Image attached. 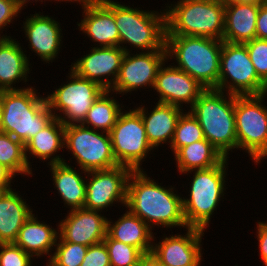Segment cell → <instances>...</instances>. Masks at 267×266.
Wrapping results in <instances>:
<instances>
[{
  "mask_svg": "<svg viewBox=\"0 0 267 266\" xmlns=\"http://www.w3.org/2000/svg\"><path fill=\"white\" fill-rule=\"evenodd\" d=\"M145 172L132 171L130 174L125 207L151 229L155 225L165 228L179 226L186 229L183 198L174 193V187L168 189L158 185Z\"/></svg>",
  "mask_w": 267,
  "mask_h": 266,
  "instance_id": "obj_1",
  "label": "cell"
},
{
  "mask_svg": "<svg viewBox=\"0 0 267 266\" xmlns=\"http://www.w3.org/2000/svg\"><path fill=\"white\" fill-rule=\"evenodd\" d=\"M34 87L2 90L0 131L13 136L24 145L55 117Z\"/></svg>",
  "mask_w": 267,
  "mask_h": 266,
  "instance_id": "obj_2",
  "label": "cell"
},
{
  "mask_svg": "<svg viewBox=\"0 0 267 266\" xmlns=\"http://www.w3.org/2000/svg\"><path fill=\"white\" fill-rule=\"evenodd\" d=\"M223 40L198 36L166 35L167 58L207 88L218 89ZM175 57V58H174Z\"/></svg>",
  "mask_w": 267,
  "mask_h": 266,
  "instance_id": "obj_3",
  "label": "cell"
},
{
  "mask_svg": "<svg viewBox=\"0 0 267 266\" xmlns=\"http://www.w3.org/2000/svg\"><path fill=\"white\" fill-rule=\"evenodd\" d=\"M189 111L198 120L204 138L229 158L228 152L237 149L234 94L207 88Z\"/></svg>",
  "mask_w": 267,
  "mask_h": 266,
  "instance_id": "obj_4",
  "label": "cell"
},
{
  "mask_svg": "<svg viewBox=\"0 0 267 266\" xmlns=\"http://www.w3.org/2000/svg\"><path fill=\"white\" fill-rule=\"evenodd\" d=\"M170 5L164 9L166 35L198 36L222 40L225 2L179 0L174 5Z\"/></svg>",
  "mask_w": 267,
  "mask_h": 266,
  "instance_id": "obj_5",
  "label": "cell"
},
{
  "mask_svg": "<svg viewBox=\"0 0 267 266\" xmlns=\"http://www.w3.org/2000/svg\"><path fill=\"white\" fill-rule=\"evenodd\" d=\"M114 19L119 32L120 46L129 52L127 46L145 52L166 50V13L144 11L114 1Z\"/></svg>",
  "mask_w": 267,
  "mask_h": 266,
  "instance_id": "obj_6",
  "label": "cell"
},
{
  "mask_svg": "<svg viewBox=\"0 0 267 266\" xmlns=\"http://www.w3.org/2000/svg\"><path fill=\"white\" fill-rule=\"evenodd\" d=\"M228 159L225 158L220 164L209 168L191 170L184 174L195 171L190 186V196L183 197V213L187 227L199 228L205 231L216 207L219 206L221 197L226 190V168Z\"/></svg>",
  "mask_w": 267,
  "mask_h": 266,
  "instance_id": "obj_7",
  "label": "cell"
},
{
  "mask_svg": "<svg viewBox=\"0 0 267 266\" xmlns=\"http://www.w3.org/2000/svg\"><path fill=\"white\" fill-rule=\"evenodd\" d=\"M261 95H234L237 149L245 150L258 165L267 154V106Z\"/></svg>",
  "mask_w": 267,
  "mask_h": 266,
  "instance_id": "obj_8",
  "label": "cell"
},
{
  "mask_svg": "<svg viewBox=\"0 0 267 266\" xmlns=\"http://www.w3.org/2000/svg\"><path fill=\"white\" fill-rule=\"evenodd\" d=\"M105 133V134H104ZM64 148L72 152L81 174L118 166L113 154L109 133L100 132L82 124L65 126Z\"/></svg>",
  "mask_w": 267,
  "mask_h": 266,
  "instance_id": "obj_9",
  "label": "cell"
},
{
  "mask_svg": "<svg viewBox=\"0 0 267 266\" xmlns=\"http://www.w3.org/2000/svg\"><path fill=\"white\" fill-rule=\"evenodd\" d=\"M218 90L234 95L267 93V85L256 74L245 44L223 41Z\"/></svg>",
  "mask_w": 267,
  "mask_h": 266,
  "instance_id": "obj_10",
  "label": "cell"
},
{
  "mask_svg": "<svg viewBox=\"0 0 267 266\" xmlns=\"http://www.w3.org/2000/svg\"><path fill=\"white\" fill-rule=\"evenodd\" d=\"M69 74L67 84H61L46 97L54 117L65 126L81 124L94 101L105 91L98 83L78 76L73 70ZM55 110H59V114Z\"/></svg>",
  "mask_w": 267,
  "mask_h": 266,
  "instance_id": "obj_11",
  "label": "cell"
},
{
  "mask_svg": "<svg viewBox=\"0 0 267 266\" xmlns=\"http://www.w3.org/2000/svg\"><path fill=\"white\" fill-rule=\"evenodd\" d=\"M109 134L118 165L141 171L142 162L154 149L148 143L140 113L136 109L122 111Z\"/></svg>",
  "mask_w": 267,
  "mask_h": 266,
  "instance_id": "obj_12",
  "label": "cell"
},
{
  "mask_svg": "<svg viewBox=\"0 0 267 266\" xmlns=\"http://www.w3.org/2000/svg\"><path fill=\"white\" fill-rule=\"evenodd\" d=\"M132 171L127 166L118 165L87 172L86 177L90 178L86 179V200L83 208L102 212L115 202L126 206L128 179Z\"/></svg>",
  "mask_w": 267,
  "mask_h": 266,
  "instance_id": "obj_13",
  "label": "cell"
},
{
  "mask_svg": "<svg viewBox=\"0 0 267 266\" xmlns=\"http://www.w3.org/2000/svg\"><path fill=\"white\" fill-rule=\"evenodd\" d=\"M167 60V50L144 51L135 55L125 52L118 77L110 89L111 95L113 92L124 95L143 87L154 88L158 70Z\"/></svg>",
  "mask_w": 267,
  "mask_h": 266,
  "instance_id": "obj_14",
  "label": "cell"
},
{
  "mask_svg": "<svg viewBox=\"0 0 267 266\" xmlns=\"http://www.w3.org/2000/svg\"><path fill=\"white\" fill-rule=\"evenodd\" d=\"M124 54L125 51L121 47L95 45L88 54L72 63L70 70L80 77L98 83L103 89L110 90L118 77Z\"/></svg>",
  "mask_w": 267,
  "mask_h": 266,
  "instance_id": "obj_15",
  "label": "cell"
},
{
  "mask_svg": "<svg viewBox=\"0 0 267 266\" xmlns=\"http://www.w3.org/2000/svg\"><path fill=\"white\" fill-rule=\"evenodd\" d=\"M185 235L166 236L153 241L152 254L165 266H200L202 261V237L204 230L187 227Z\"/></svg>",
  "mask_w": 267,
  "mask_h": 266,
  "instance_id": "obj_16",
  "label": "cell"
},
{
  "mask_svg": "<svg viewBox=\"0 0 267 266\" xmlns=\"http://www.w3.org/2000/svg\"><path fill=\"white\" fill-rule=\"evenodd\" d=\"M107 219L100 211L73 209L56 229L63 241L89 247L103 242L107 234Z\"/></svg>",
  "mask_w": 267,
  "mask_h": 266,
  "instance_id": "obj_17",
  "label": "cell"
},
{
  "mask_svg": "<svg viewBox=\"0 0 267 266\" xmlns=\"http://www.w3.org/2000/svg\"><path fill=\"white\" fill-rule=\"evenodd\" d=\"M164 67L165 63L158 70L153 88L158 93V102L180 108L185 103L191 108L206 88L181 69L172 65Z\"/></svg>",
  "mask_w": 267,
  "mask_h": 266,
  "instance_id": "obj_18",
  "label": "cell"
},
{
  "mask_svg": "<svg viewBox=\"0 0 267 266\" xmlns=\"http://www.w3.org/2000/svg\"><path fill=\"white\" fill-rule=\"evenodd\" d=\"M29 17L23 22L25 37L29 40L28 46L42 61L52 63L61 48L63 36L60 23L41 13L30 14Z\"/></svg>",
  "mask_w": 267,
  "mask_h": 266,
  "instance_id": "obj_19",
  "label": "cell"
},
{
  "mask_svg": "<svg viewBox=\"0 0 267 266\" xmlns=\"http://www.w3.org/2000/svg\"><path fill=\"white\" fill-rule=\"evenodd\" d=\"M83 10L84 18L78 23L79 30L87 34L93 42H98L97 47L121 46L114 19L113 0H105Z\"/></svg>",
  "mask_w": 267,
  "mask_h": 266,
  "instance_id": "obj_20",
  "label": "cell"
},
{
  "mask_svg": "<svg viewBox=\"0 0 267 266\" xmlns=\"http://www.w3.org/2000/svg\"><path fill=\"white\" fill-rule=\"evenodd\" d=\"M135 109L142 117L148 143L153 149L167 141L171 144L177 121L184 111L182 108L158 102L150 113L142 105Z\"/></svg>",
  "mask_w": 267,
  "mask_h": 266,
  "instance_id": "obj_21",
  "label": "cell"
},
{
  "mask_svg": "<svg viewBox=\"0 0 267 266\" xmlns=\"http://www.w3.org/2000/svg\"><path fill=\"white\" fill-rule=\"evenodd\" d=\"M260 4L225 3L223 41L244 44L256 38Z\"/></svg>",
  "mask_w": 267,
  "mask_h": 266,
  "instance_id": "obj_22",
  "label": "cell"
},
{
  "mask_svg": "<svg viewBox=\"0 0 267 266\" xmlns=\"http://www.w3.org/2000/svg\"><path fill=\"white\" fill-rule=\"evenodd\" d=\"M20 43L10 36L0 37V90H19L13 84L28 82L30 60Z\"/></svg>",
  "mask_w": 267,
  "mask_h": 266,
  "instance_id": "obj_23",
  "label": "cell"
},
{
  "mask_svg": "<svg viewBox=\"0 0 267 266\" xmlns=\"http://www.w3.org/2000/svg\"><path fill=\"white\" fill-rule=\"evenodd\" d=\"M58 236L56 229L43 221H38V218L32 213L19 230L14 244L33 258H35L34 256L36 258L42 257L44 254L48 255L51 252V255H48L50 260L53 254L52 249L56 246Z\"/></svg>",
  "mask_w": 267,
  "mask_h": 266,
  "instance_id": "obj_24",
  "label": "cell"
},
{
  "mask_svg": "<svg viewBox=\"0 0 267 266\" xmlns=\"http://www.w3.org/2000/svg\"><path fill=\"white\" fill-rule=\"evenodd\" d=\"M107 220V234L114 240L134 246L144 254L151 253L154 234L151 228L138 216L127 210L113 223Z\"/></svg>",
  "mask_w": 267,
  "mask_h": 266,
  "instance_id": "obj_25",
  "label": "cell"
},
{
  "mask_svg": "<svg viewBox=\"0 0 267 266\" xmlns=\"http://www.w3.org/2000/svg\"><path fill=\"white\" fill-rule=\"evenodd\" d=\"M64 132L65 125L58 118H54L47 126L32 137L24 145L25 157L29 167L32 166L28 160L30 155L36 158L38 157L43 162L50 158L48 165L65 163L66 160L63 157L60 158L61 155L55 156L58 150L60 151L64 148Z\"/></svg>",
  "mask_w": 267,
  "mask_h": 266,
  "instance_id": "obj_26",
  "label": "cell"
},
{
  "mask_svg": "<svg viewBox=\"0 0 267 266\" xmlns=\"http://www.w3.org/2000/svg\"><path fill=\"white\" fill-rule=\"evenodd\" d=\"M53 185L64 205L70 210L83 208L86 200V179L67 162L50 165ZM85 179V180H84Z\"/></svg>",
  "mask_w": 267,
  "mask_h": 266,
  "instance_id": "obj_27",
  "label": "cell"
},
{
  "mask_svg": "<svg viewBox=\"0 0 267 266\" xmlns=\"http://www.w3.org/2000/svg\"><path fill=\"white\" fill-rule=\"evenodd\" d=\"M14 189L0 199V243H14L18 232L33 213Z\"/></svg>",
  "mask_w": 267,
  "mask_h": 266,
  "instance_id": "obj_28",
  "label": "cell"
},
{
  "mask_svg": "<svg viewBox=\"0 0 267 266\" xmlns=\"http://www.w3.org/2000/svg\"><path fill=\"white\" fill-rule=\"evenodd\" d=\"M174 156L176 167L181 174L191 170L212 168L225 159L206 139L181 147Z\"/></svg>",
  "mask_w": 267,
  "mask_h": 266,
  "instance_id": "obj_29",
  "label": "cell"
},
{
  "mask_svg": "<svg viewBox=\"0 0 267 266\" xmlns=\"http://www.w3.org/2000/svg\"><path fill=\"white\" fill-rule=\"evenodd\" d=\"M110 93H112L110 90H105L99 95L87 112L82 125L87 127L91 125L90 128L94 130L110 133L121 110H124L122 109L124 106H121Z\"/></svg>",
  "mask_w": 267,
  "mask_h": 266,
  "instance_id": "obj_30",
  "label": "cell"
},
{
  "mask_svg": "<svg viewBox=\"0 0 267 266\" xmlns=\"http://www.w3.org/2000/svg\"><path fill=\"white\" fill-rule=\"evenodd\" d=\"M0 166L14 177L16 174L33 175L25 157L24 144L2 131H0Z\"/></svg>",
  "mask_w": 267,
  "mask_h": 266,
  "instance_id": "obj_31",
  "label": "cell"
},
{
  "mask_svg": "<svg viewBox=\"0 0 267 266\" xmlns=\"http://www.w3.org/2000/svg\"><path fill=\"white\" fill-rule=\"evenodd\" d=\"M204 139L203 130L198 120L190 111L183 112L177 121L174 136L169 147H171L172 152L175 154L181 147Z\"/></svg>",
  "mask_w": 267,
  "mask_h": 266,
  "instance_id": "obj_32",
  "label": "cell"
},
{
  "mask_svg": "<svg viewBox=\"0 0 267 266\" xmlns=\"http://www.w3.org/2000/svg\"><path fill=\"white\" fill-rule=\"evenodd\" d=\"M103 242L107 247L111 266H139L144 253L131 245L112 239L108 234Z\"/></svg>",
  "mask_w": 267,
  "mask_h": 266,
  "instance_id": "obj_33",
  "label": "cell"
},
{
  "mask_svg": "<svg viewBox=\"0 0 267 266\" xmlns=\"http://www.w3.org/2000/svg\"><path fill=\"white\" fill-rule=\"evenodd\" d=\"M55 252L47 262V266H80L87 253L88 246L63 241L58 236Z\"/></svg>",
  "mask_w": 267,
  "mask_h": 266,
  "instance_id": "obj_34",
  "label": "cell"
},
{
  "mask_svg": "<svg viewBox=\"0 0 267 266\" xmlns=\"http://www.w3.org/2000/svg\"><path fill=\"white\" fill-rule=\"evenodd\" d=\"M244 44L256 74L267 85V39L254 38Z\"/></svg>",
  "mask_w": 267,
  "mask_h": 266,
  "instance_id": "obj_35",
  "label": "cell"
},
{
  "mask_svg": "<svg viewBox=\"0 0 267 266\" xmlns=\"http://www.w3.org/2000/svg\"><path fill=\"white\" fill-rule=\"evenodd\" d=\"M31 258L14 243H0V266H32Z\"/></svg>",
  "mask_w": 267,
  "mask_h": 266,
  "instance_id": "obj_36",
  "label": "cell"
},
{
  "mask_svg": "<svg viewBox=\"0 0 267 266\" xmlns=\"http://www.w3.org/2000/svg\"><path fill=\"white\" fill-rule=\"evenodd\" d=\"M80 266H111L105 243L100 242L89 246Z\"/></svg>",
  "mask_w": 267,
  "mask_h": 266,
  "instance_id": "obj_37",
  "label": "cell"
},
{
  "mask_svg": "<svg viewBox=\"0 0 267 266\" xmlns=\"http://www.w3.org/2000/svg\"><path fill=\"white\" fill-rule=\"evenodd\" d=\"M19 13L21 11L17 8L14 0H0V31H4L7 24L10 25Z\"/></svg>",
  "mask_w": 267,
  "mask_h": 266,
  "instance_id": "obj_38",
  "label": "cell"
},
{
  "mask_svg": "<svg viewBox=\"0 0 267 266\" xmlns=\"http://www.w3.org/2000/svg\"><path fill=\"white\" fill-rule=\"evenodd\" d=\"M257 238L259 241V255L265 266H267V221L257 222Z\"/></svg>",
  "mask_w": 267,
  "mask_h": 266,
  "instance_id": "obj_39",
  "label": "cell"
},
{
  "mask_svg": "<svg viewBox=\"0 0 267 266\" xmlns=\"http://www.w3.org/2000/svg\"><path fill=\"white\" fill-rule=\"evenodd\" d=\"M256 38L267 39V5L260 4L256 21Z\"/></svg>",
  "mask_w": 267,
  "mask_h": 266,
  "instance_id": "obj_40",
  "label": "cell"
},
{
  "mask_svg": "<svg viewBox=\"0 0 267 266\" xmlns=\"http://www.w3.org/2000/svg\"><path fill=\"white\" fill-rule=\"evenodd\" d=\"M139 266H165V265H163L154 254L147 253L142 256Z\"/></svg>",
  "mask_w": 267,
  "mask_h": 266,
  "instance_id": "obj_41",
  "label": "cell"
},
{
  "mask_svg": "<svg viewBox=\"0 0 267 266\" xmlns=\"http://www.w3.org/2000/svg\"><path fill=\"white\" fill-rule=\"evenodd\" d=\"M55 1H69V2H72L73 1V3L74 2H77V3H79V4H81V6H82V9H85V8H87V7H90V6H92V5H97V4H100V3H103L105 0H55Z\"/></svg>",
  "mask_w": 267,
  "mask_h": 266,
  "instance_id": "obj_42",
  "label": "cell"
},
{
  "mask_svg": "<svg viewBox=\"0 0 267 266\" xmlns=\"http://www.w3.org/2000/svg\"><path fill=\"white\" fill-rule=\"evenodd\" d=\"M15 178L8 170L3 166H0V182H12Z\"/></svg>",
  "mask_w": 267,
  "mask_h": 266,
  "instance_id": "obj_43",
  "label": "cell"
},
{
  "mask_svg": "<svg viewBox=\"0 0 267 266\" xmlns=\"http://www.w3.org/2000/svg\"><path fill=\"white\" fill-rule=\"evenodd\" d=\"M13 182H0V199L11 189Z\"/></svg>",
  "mask_w": 267,
  "mask_h": 266,
  "instance_id": "obj_44",
  "label": "cell"
},
{
  "mask_svg": "<svg viewBox=\"0 0 267 266\" xmlns=\"http://www.w3.org/2000/svg\"><path fill=\"white\" fill-rule=\"evenodd\" d=\"M225 3H252V4H262L264 0H224Z\"/></svg>",
  "mask_w": 267,
  "mask_h": 266,
  "instance_id": "obj_45",
  "label": "cell"
},
{
  "mask_svg": "<svg viewBox=\"0 0 267 266\" xmlns=\"http://www.w3.org/2000/svg\"><path fill=\"white\" fill-rule=\"evenodd\" d=\"M14 1H15L17 8L21 11L23 7L26 6V3H29L30 0H14ZM35 1L37 2L39 0H35ZM40 1L43 2V0H40Z\"/></svg>",
  "mask_w": 267,
  "mask_h": 266,
  "instance_id": "obj_46",
  "label": "cell"
},
{
  "mask_svg": "<svg viewBox=\"0 0 267 266\" xmlns=\"http://www.w3.org/2000/svg\"><path fill=\"white\" fill-rule=\"evenodd\" d=\"M195 1L224 3V0H195Z\"/></svg>",
  "mask_w": 267,
  "mask_h": 266,
  "instance_id": "obj_47",
  "label": "cell"
},
{
  "mask_svg": "<svg viewBox=\"0 0 267 266\" xmlns=\"http://www.w3.org/2000/svg\"><path fill=\"white\" fill-rule=\"evenodd\" d=\"M1 115H2V90H0V123H1Z\"/></svg>",
  "mask_w": 267,
  "mask_h": 266,
  "instance_id": "obj_48",
  "label": "cell"
}]
</instances>
